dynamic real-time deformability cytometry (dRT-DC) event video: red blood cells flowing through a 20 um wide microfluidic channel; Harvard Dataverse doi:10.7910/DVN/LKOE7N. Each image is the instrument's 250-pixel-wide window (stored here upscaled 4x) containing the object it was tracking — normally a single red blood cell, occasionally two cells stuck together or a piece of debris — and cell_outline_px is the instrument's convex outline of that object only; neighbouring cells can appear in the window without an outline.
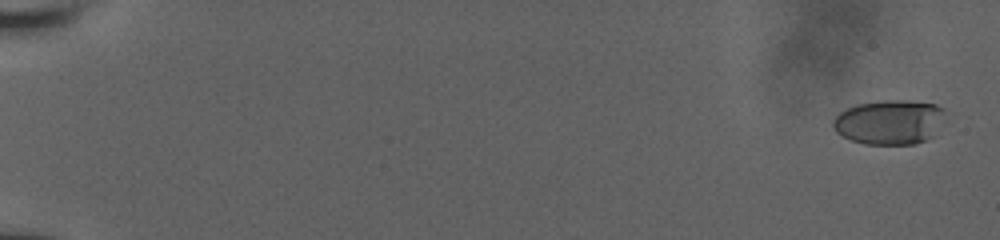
{"species": "human", "species_latin": "Homo sapiens", "temperature_condition": "room temperature", "stored_images_in_passage": 61, "camera_frame_rate_fps": 3000, "um_per_image_px": 0.085, "donor": {"sex": "male"}, "frame": {"image": 1, "passage_image": 1, "time_ms": 0.0, "image_size_px": [1000, 240], "cell_outline_px": [[944, 108], [932, 136], [924, 140], [912, 144], [864, 144], [852, 140], [836, 132], [832, 124], [832, 120], [840, 112], [848, 108], [860, 104], [880, 100], [900, 100], [936, 104]], "centroid_in_image_um": [75.53, 10.37], "position_along_channel_um": 9.5, "area_um2": 28.44}}
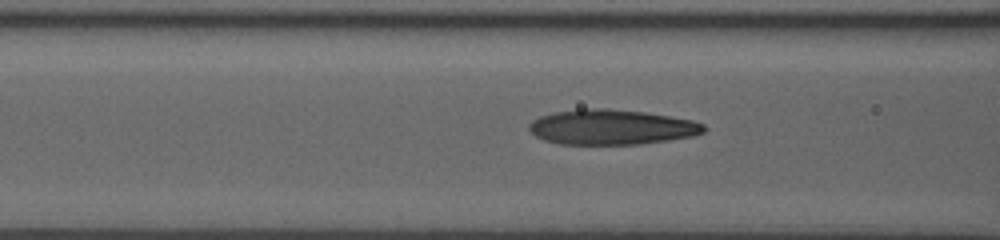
{"frame": {"image": 2, "passage_image": 37, "time_ms": 8.0, "image_size_px": [1000, 240], "cell_outline_px": [[704, 132], [692, 136], [636, 144], [560, 144], [544, 140], [536, 136], [528, 128], [528, 124], [532, 120], [540, 116], [552, 112], [580, 108], [608, 108], [644, 112], [692, 120], [704, 124]], "centroid_in_image_um": [51.91, 10.79], "position_along_channel_um": 114.7, "area_um2": 35.6}}
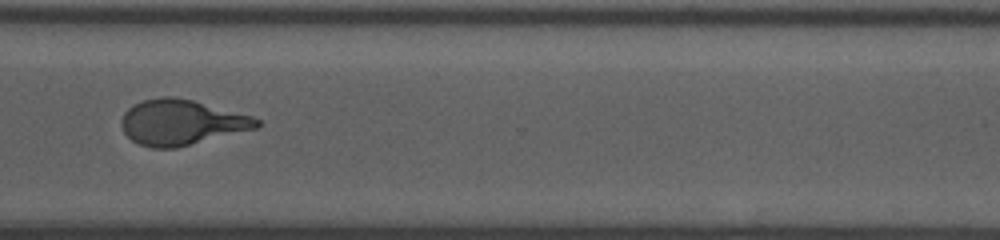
{"frame": {"image": 3, "passage_image": 60, "time_ms": 14.0, "image_size_px": [1000, 240], "cell_outline_px": [[260, 128], [176, 148], [152, 148], [140, 144], [132, 140], [124, 132], [120, 124], [120, 120], [124, 112], [132, 104], [144, 100], [160, 96], [172, 96], [192, 100], [252, 116], [260, 120]], "centroid_in_image_um": [15.42, 10.4], "position_along_channel_um": 355.2, "area_um2": 35.95}}